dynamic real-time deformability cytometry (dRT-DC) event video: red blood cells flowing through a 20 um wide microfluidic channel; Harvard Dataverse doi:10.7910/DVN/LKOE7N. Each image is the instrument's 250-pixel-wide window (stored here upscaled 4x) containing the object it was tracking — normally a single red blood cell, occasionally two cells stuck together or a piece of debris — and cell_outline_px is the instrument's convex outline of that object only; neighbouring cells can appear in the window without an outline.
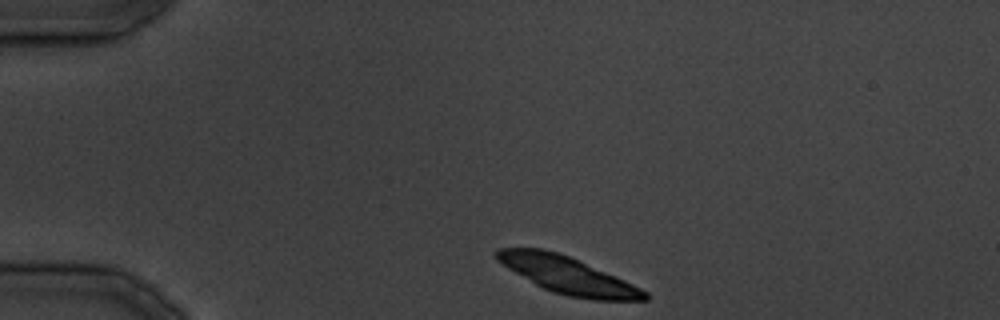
{"species": "common noctule bat (a hibernating species)", "species_latin": "Nyctalus noctula", "temperature_condition": "cold", "stored_images_in_passage": 28, "camera_frame_rate_fps": 3000, "um_per_image_px": 0.085, "animal": {"sex": "male", "body_mass_g": 19.5, "forearm_length_mm": 54.6}, "frame": {"image": 1, "passage_image": 1, "time_ms": 0.0, "image_size_px": [1000, 320], "cell_outline_px": [[648, 300], [592, 300], [568, 296], [552, 292], [536, 284], [508, 268], [496, 260], [496, 248], [544, 248], [568, 256], [624, 280], [648, 292]], "centroid_in_image_um": [48.24, 23.39], "position_along_channel_um": 36.8, "area_um2": 31.33}}